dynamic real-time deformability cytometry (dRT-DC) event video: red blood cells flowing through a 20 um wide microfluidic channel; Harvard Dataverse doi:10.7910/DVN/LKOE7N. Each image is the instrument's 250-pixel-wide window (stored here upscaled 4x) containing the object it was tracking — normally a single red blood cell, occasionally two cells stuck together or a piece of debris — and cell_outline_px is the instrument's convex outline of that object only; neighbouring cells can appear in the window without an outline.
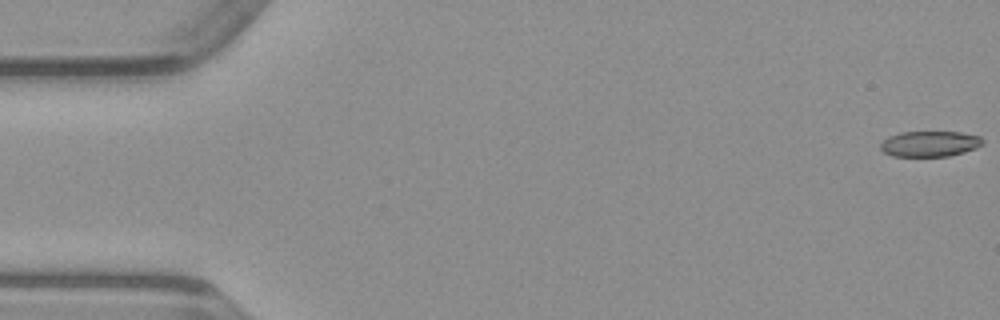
{"species": "common noctule bat (a hibernating species)", "species_latin": "Nyctalus noctula", "temperature_condition": "warm", "stored_images_in_passage": 8, "camera_frame_rate_fps": 3000, "um_per_image_px": 0.085, "animal": {"sex": "male", "body_mass_g": 23.1, "forearm_length_mm": 52.7}, "frame": {"image": 1, "passage_image": 1, "time_ms": 0.0, "image_size_px": [1000, 320], "cell_outline_px": [[984, 144], [976, 148], [964, 152], [948, 156], [892, 156], [884, 152], [880, 148], [880, 144], [888, 136], [900, 132], [960, 132], [980, 136], [984, 140]], "centroid_in_image_um": [79.05, 12.22], "position_along_channel_um": 6.0, "area_um2": 15.32}}